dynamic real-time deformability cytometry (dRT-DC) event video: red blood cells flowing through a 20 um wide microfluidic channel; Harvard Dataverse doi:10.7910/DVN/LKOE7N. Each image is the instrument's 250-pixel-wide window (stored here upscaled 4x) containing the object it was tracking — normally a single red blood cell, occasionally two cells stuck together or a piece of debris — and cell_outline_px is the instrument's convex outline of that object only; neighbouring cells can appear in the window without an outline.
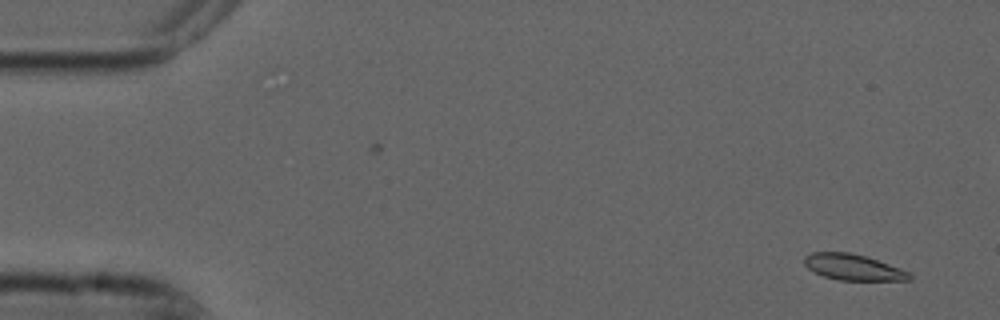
{"species": "common noctule bat (a hibernating species)", "species_latin": "Nyctalus noctula", "temperature_condition": "cold", "stored_images_in_passage": 8, "camera_frame_rate_fps": 3000, "um_per_image_px": 0.085, "animal": {"sex": "male", "forearm_length_mm": 52.5}, "frame": {"image": 1, "passage_image": 2, "time_ms": 0.333, "image_size_px": [1000, 320], "cell_outline_px": [[912, 280], [840, 280], [824, 276], [812, 272], [804, 264], [804, 256], [812, 252], [848, 252], [864, 256], [900, 268], [908, 272], [912, 276]], "centroid_in_image_um": [72.48, 22.71], "position_along_channel_um": 12.5, "area_um2": 15.78}}
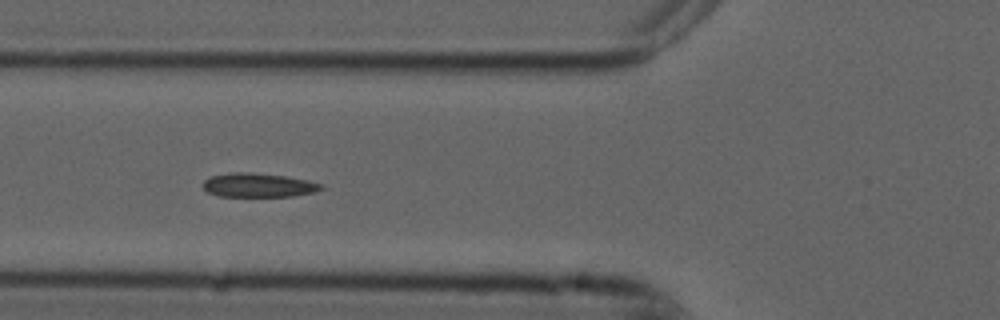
{"frame": {"image": 2, "passage_image": 7, "time_ms": 2.0, "image_size_px": [1000, 320], "cell_outline_px": [[328, 188], [312, 192], [292, 196], [220, 196], [208, 192], [204, 188], [204, 180], [212, 176], [232, 172], [252, 172], [284, 176], [308, 180], [324, 184]], "centroid_in_image_um": [22.02, 15.73], "position_along_channel_um": 103.8, "area_um2": 16.47}}
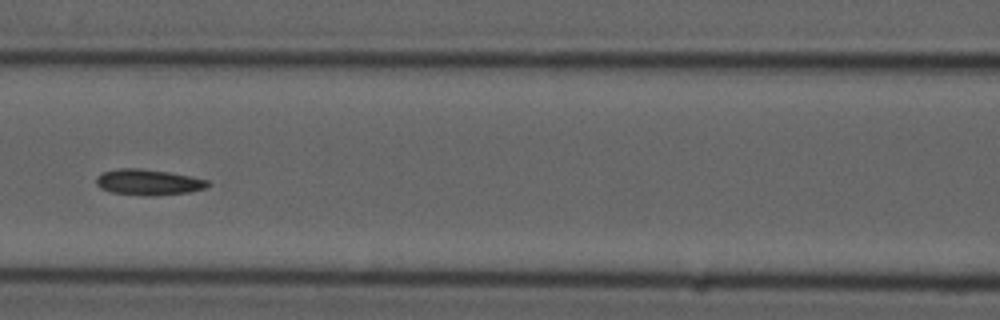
{"frame": {"image": 3, "passage_image": 8, "time_ms": 2.333, "image_size_px": [1000, 320], "cell_outline_px": [[212, 184], [204, 188], [188, 192], [152, 196], [148, 196], [112, 192], [100, 188], [96, 184], [96, 176], [104, 172], [120, 168], [140, 168], [168, 172], [192, 176], [208, 180]], "centroid_in_image_um": [12.62, 15.48], "position_along_channel_um": 154.0, "area_um2": 16.76}}